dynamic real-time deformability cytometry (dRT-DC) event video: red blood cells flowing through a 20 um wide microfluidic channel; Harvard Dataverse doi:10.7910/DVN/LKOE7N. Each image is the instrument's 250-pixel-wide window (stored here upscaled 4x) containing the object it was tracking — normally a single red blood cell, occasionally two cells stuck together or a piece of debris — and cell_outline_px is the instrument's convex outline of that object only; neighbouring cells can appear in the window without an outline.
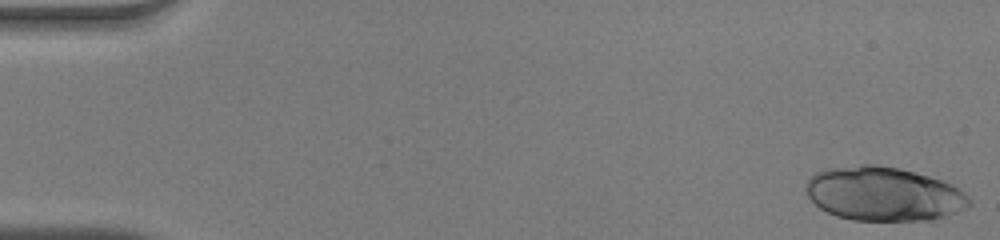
{"species": "human", "species_latin": "Homo sapiens", "temperature_condition": "warm", "stored_images_in_passage": 51, "camera_frame_rate_fps": 3000, "um_per_image_px": 0.085, "donor": {"sex": "male"}, "frame": {"image": 1, "passage_image": 1, "time_ms": 0.0, "image_size_px": [1000, 240], "cell_outline_px": [[972, 204], [936, 224], [852, 220], [836, 216], [820, 208], [808, 196], [804, 188], [808, 180], [816, 172], [824, 168], [860, 164], [876, 164], [900, 168], [928, 176], [952, 184], [960, 188], [972, 200]], "centroid_in_image_um": [75.2, 16.54], "position_along_channel_um": 9.8, "area_um2": 53.35}}